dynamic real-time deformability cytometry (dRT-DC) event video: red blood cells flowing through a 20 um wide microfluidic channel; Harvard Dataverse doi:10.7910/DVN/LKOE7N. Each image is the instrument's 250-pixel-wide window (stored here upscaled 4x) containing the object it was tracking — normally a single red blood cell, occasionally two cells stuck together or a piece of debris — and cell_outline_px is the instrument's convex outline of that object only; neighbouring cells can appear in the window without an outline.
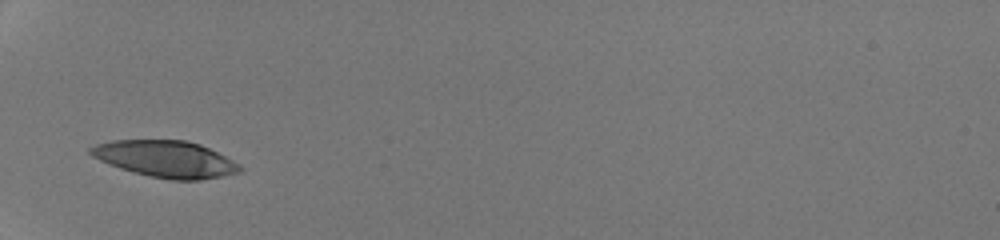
{"species": "human", "species_latin": "Homo sapiens", "temperature_condition": "room temperature", "stored_images_in_passage": 10, "camera_frame_rate_fps": 3000, "um_per_image_px": 0.085, "donor": {"sex": "male"}, "frame": {"image": 1, "passage_image": 1, "time_ms": 0.0, "image_size_px": [1000, 240], "cell_outline_px": [[244, 168], [240, 172], [224, 176], [200, 180], [172, 180], [148, 176], [120, 168], [100, 160], [92, 156], [88, 152], [88, 148], [96, 144], [112, 140], [184, 140], [200, 144], [240, 164]], "centroid_in_image_um": [14.08, 13.52], "position_along_channel_um": 70.9, "area_um2": 31.85}}
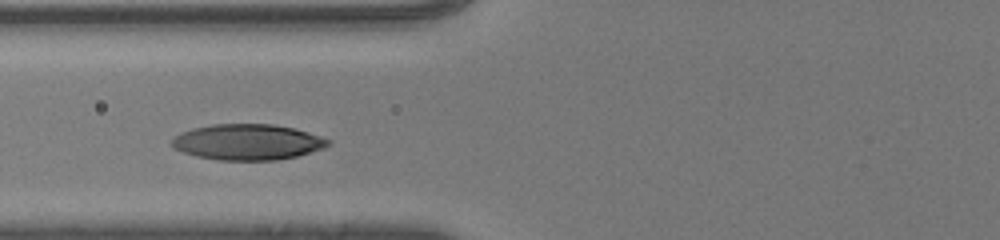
{"frame": {"image": 2, "passage_image": 4, "time_ms": 1.0, "image_size_px": [1000, 240], "cell_outline_px": [[332, 144], [324, 148], [296, 156], [276, 160], [216, 160], [196, 156], [172, 148], [168, 144], [180, 132], [192, 128], [212, 124], [272, 124], [292, 128], [308, 132], [332, 140]], "centroid_in_image_um": [21.02, 12.07], "position_along_channel_um": 104.8, "area_um2": 32.77}}
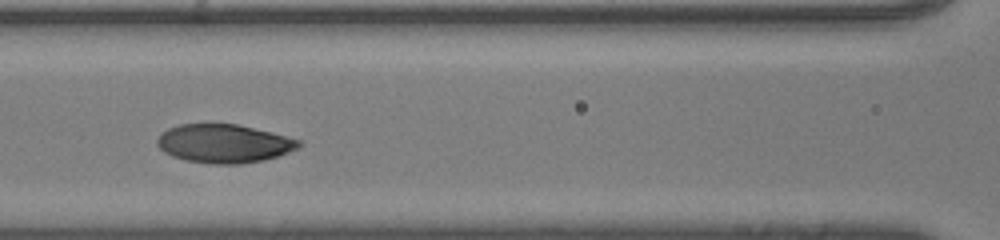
{"frame": {"image": 3, "passage_image": 7, "time_ms": 2.0, "image_size_px": [1000, 240], "cell_outline_px": [[304, 144], [300, 148], [264, 160], [240, 164], [208, 164], [184, 160], [172, 156], [164, 152], [156, 144], [156, 140], [168, 128], [180, 124], [236, 124], [272, 132], [300, 140]], "centroid_in_image_um": [19.05, 12.21], "position_along_channel_um": 147.6, "area_um2": 31.91}}